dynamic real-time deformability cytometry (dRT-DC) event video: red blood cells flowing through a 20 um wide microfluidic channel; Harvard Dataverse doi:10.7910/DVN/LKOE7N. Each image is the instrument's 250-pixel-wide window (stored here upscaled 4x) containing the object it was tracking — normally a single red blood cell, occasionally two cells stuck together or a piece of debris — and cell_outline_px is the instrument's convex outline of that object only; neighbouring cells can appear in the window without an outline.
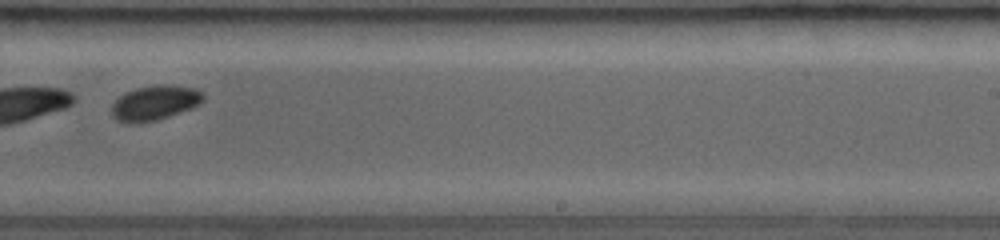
{"species": "common noctule bat (a hibernating species)", "species_latin": "Nyctalus noctula", "temperature_condition": "room temperature", "stored_images_in_passage": 16, "camera_frame_rate_fps": 3000, "um_per_image_px": 0.085, "animal": {"sex": "female", "body_mass_g": 19.0, "forearm_length_mm": 53.3}, "frame": {"image": 1, "passage_image": 6, "time_ms": 4.667, "image_size_px": [1000, 240], "cell_outline_px": [[204, 100], [200, 104], [192, 108], [156, 120], [136, 124], [128, 124], [116, 120], [112, 116], [112, 104], [124, 92], [136, 88], [156, 84], [168, 84], [196, 88], [204, 92]], "centroid_in_image_um": [13.16, 8.74], "position_along_channel_um": 275.8, "area_um2": 18.9}}